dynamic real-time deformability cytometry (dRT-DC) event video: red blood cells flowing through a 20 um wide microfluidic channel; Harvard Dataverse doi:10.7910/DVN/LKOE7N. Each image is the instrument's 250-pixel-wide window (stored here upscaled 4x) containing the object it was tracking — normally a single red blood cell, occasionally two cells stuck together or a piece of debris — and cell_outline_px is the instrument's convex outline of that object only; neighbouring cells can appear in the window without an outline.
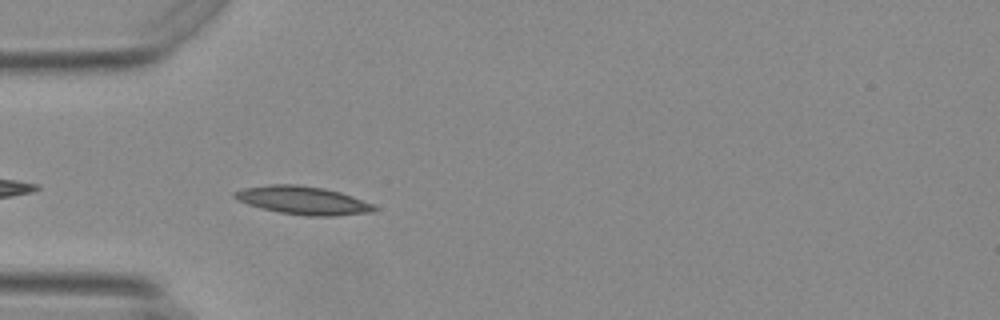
{"species": "Egyptian fruit bat (a non-hibernating species)", "species_latin": "Rousettus aegyptiacus", "temperature_condition": "warm", "stored_images_in_passage": 25, "camera_frame_rate_fps": 3000, "um_per_image_px": 0.085, "animal": {"sex": "female"}, "frame": {"image": 1, "passage_image": 4, "time_ms": 1.0, "image_size_px": [1000, 320], "cell_outline_px": [[376, 208], [372, 212], [336, 216], [308, 216], [280, 212], [248, 204], [236, 200], [232, 196], [232, 192], [244, 188], [268, 184], [296, 184], [324, 188], [340, 192], [352, 196], [372, 204]], "centroid_in_image_um": [25.72, 17.02], "position_along_channel_um": 59.3, "area_um2": 22.83}}
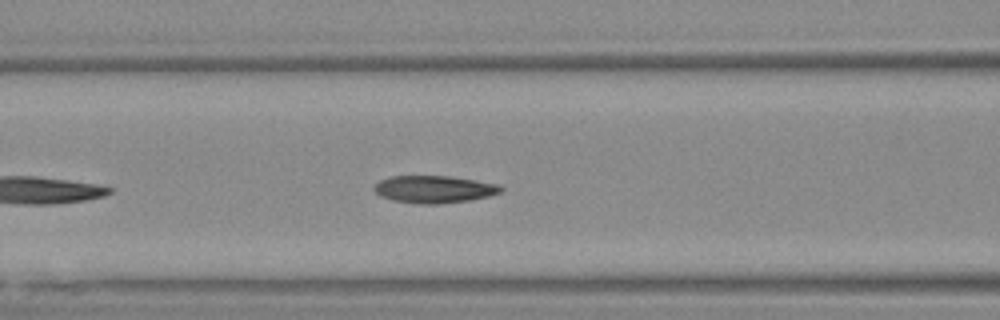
{"frame": {"image": 2, "passage_image": 10, "time_ms": 3.0, "image_size_px": [1000, 320], "cell_outline_px": [[504, 188], [500, 192], [488, 196], [468, 200], [440, 204], [420, 204], [392, 200], [380, 196], [372, 188], [380, 180], [392, 176], [448, 176], [496, 184]], "centroid_in_image_um": [36.85, 16.09], "position_along_channel_um": 129.8, "area_um2": 19.94}}
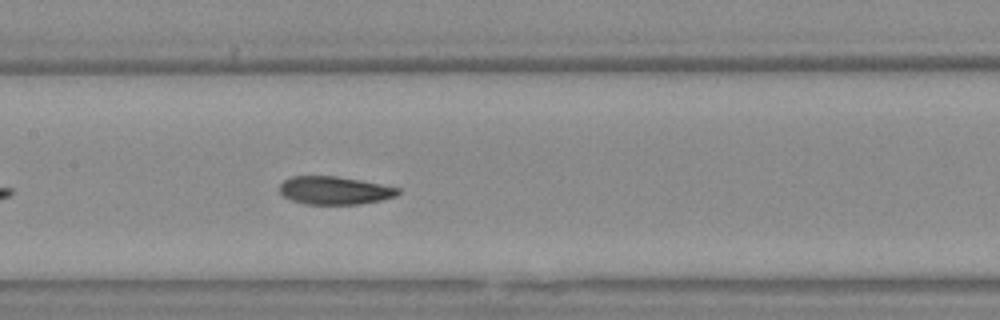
{"frame": {"image": 3, "passage_image": 14, "time_ms": 4.333, "image_size_px": [1000, 320], "cell_outline_px": [[400, 192], [396, 196], [380, 200], [360, 204], [304, 204], [292, 200], [284, 196], [280, 192], [280, 184], [284, 180], [292, 176], [336, 176], [360, 180], [400, 188]], "centroid_in_image_um": [28.43, 16.18], "position_along_channel_um": 179.0, "area_um2": 19.25}}